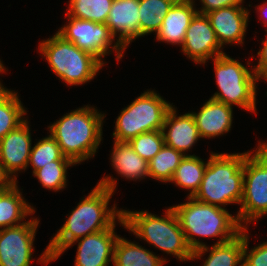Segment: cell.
<instances>
[{
	"mask_svg": "<svg viewBox=\"0 0 267 266\" xmlns=\"http://www.w3.org/2000/svg\"><path fill=\"white\" fill-rule=\"evenodd\" d=\"M188 201L171 206L175 211L184 232L185 240L192 251L206 244L195 237H220L215 244L227 242L243 231L237 215L233 216L226 208L197 201L187 197Z\"/></svg>",
	"mask_w": 267,
	"mask_h": 266,
	"instance_id": "cell-3",
	"label": "cell"
},
{
	"mask_svg": "<svg viewBox=\"0 0 267 266\" xmlns=\"http://www.w3.org/2000/svg\"><path fill=\"white\" fill-rule=\"evenodd\" d=\"M29 121L8 132L0 140V162L11 178L17 181L18 171L27 169L32 149Z\"/></svg>",
	"mask_w": 267,
	"mask_h": 266,
	"instance_id": "cell-13",
	"label": "cell"
},
{
	"mask_svg": "<svg viewBox=\"0 0 267 266\" xmlns=\"http://www.w3.org/2000/svg\"><path fill=\"white\" fill-rule=\"evenodd\" d=\"M233 107L209 98L194 116L201 138H215L231 130Z\"/></svg>",
	"mask_w": 267,
	"mask_h": 266,
	"instance_id": "cell-19",
	"label": "cell"
},
{
	"mask_svg": "<svg viewBox=\"0 0 267 266\" xmlns=\"http://www.w3.org/2000/svg\"><path fill=\"white\" fill-rule=\"evenodd\" d=\"M74 165L76 166L72 160H56L53 161V164H47L37 169L32 175L44 188L58 192L66 188L67 169Z\"/></svg>",
	"mask_w": 267,
	"mask_h": 266,
	"instance_id": "cell-29",
	"label": "cell"
},
{
	"mask_svg": "<svg viewBox=\"0 0 267 266\" xmlns=\"http://www.w3.org/2000/svg\"><path fill=\"white\" fill-rule=\"evenodd\" d=\"M162 133L165 145L181 152L184 156H191L186 154V151H190L201 138L191 112L178 116L174 105L166 113Z\"/></svg>",
	"mask_w": 267,
	"mask_h": 266,
	"instance_id": "cell-17",
	"label": "cell"
},
{
	"mask_svg": "<svg viewBox=\"0 0 267 266\" xmlns=\"http://www.w3.org/2000/svg\"><path fill=\"white\" fill-rule=\"evenodd\" d=\"M167 261L135 242L118 237L113 255V266H163Z\"/></svg>",
	"mask_w": 267,
	"mask_h": 266,
	"instance_id": "cell-23",
	"label": "cell"
},
{
	"mask_svg": "<svg viewBox=\"0 0 267 266\" xmlns=\"http://www.w3.org/2000/svg\"><path fill=\"white\" fill-rule=\"evenodd\" d=\"M207 166L199 156L195 154L184 156L175 170L171 183L190 191L187 197H193L199 189L203 174Z\"/></svg>",
	"mask_w": 267,
	"mask_h": 266,
	"instance_id": "cell-25",
	"label": "cell"
},
{
	"mask_svg": "<svg viewBox=\"0 0 267 266\" xmlns=\"http://www.w3.org/2000/svg\"><path fill=\"white\" fill-rule=\"evenodd\" d=\"M38 218L0 229V266H30Z\"/></svg>",
	"mask_w": 267,
	"mask_h": 266,
	"instance_id": "cell-11",
	"label": "cell"
},
{
	"mask_svg": "<svg viewBox=\"0 0 267 266\" xmlns=\"http://www.w3.org/2000/svg\"><path fill=\"white\" fill-rule=\"evenodd\" d=\"M201 7L197 9L198 13L206 15L207 13L230 6H239L244 4V0H200Z\"/></svg>",
	"mask_w": 267,
	"mask_h": 266,
	"instance_id": "cell-33",
	"label": "cell"
},
{
	"mask_svg": "<svg viewBox=\"0 0 267 266\" xmlns=\"http://www.w3.org/2000/svg\"><path fill=\"white\" fill-rule=\"evenodd\" d=\"M139 22V0H113L105 24L124 49L142 37Z\"/></svg>",
	"mask_w": 267,
	"mask_h": 266,
	"instance_id": "cell-16",
	"label": "cell"
},
{
	"mask_svg": "<svg viewBox=\"0 0 267 266\" xmlns=\"http://www.w3.org/2000/svg\"><path fill=\"white\" fill-rule=\"evenodd\" d=\"M38 49L51 71L67 86L82 85L93 80L104 66L94 55L81 50L58 32L42 40Z\"/></svg>",
	"mask_w": 267,
	"mask_h": 266,
	"instance_id": "cell-6",
	"label": "cell"
},
{
	"mask_svg": "<svg viewBox=\"0 0 267 266\" xmlns=\"http://www.w3.org/2000/svg\"><path fill=\"white\" fill-rule=\"evenodd\" d=\"M66 16L105 24L113 0H69Z\"/></svg>",
	"mask_w": 267,
	"mask_h": 266,
	"instance_id": "cell-28",
	"label": "cell"
},
{
	"mask_svg": "<svg viewBox=\"0 0 267 266\" xmlns=\"http://www.w3.org/2000/svg\"><path fill=\"white\" fill-rule=\"evenodd\" d=\"M250 152H211L203 179L193 198L221 208H225L227 204L240 205L243 197L244 162Z\"/></svg>",
	"mask_w": 267,
	"mask_h": 266,
	"instance_id": "cell-4",
	"label": "cell"
},
{
	"mask_svg": "<svg viewBox=\"0 0 267 266\" xmlns=\"http://www.w3.org/2000/svg\"><path fill=\"white\" fill-rule=\"evenodd\" d=\"M111 166L127 180H141L149 177L148 162L134 151L129 142L114 140Z\"/></svg>",
	"mask_w": 267,
	"mask_h": 266,
	"instance_id": "cell-21",
	"label": "cell"
},
{
	"mask_svg": "<svg viewBox=\"0 0 267 266\" xmlns=\"http://www.w3.org/2000/svg\"><path fill=\"white\" fill-rule=\"evenodd\" d=\"M212 60L219 91L215 92L211 99L257 113L256 89L260 79L254 71L226 53Z\"/></svg>",
	"mask_w": 267,
	"mask_h": 266,
	"instance_id": "cell-7",
	"label": "cell"
},
{
	"mask_svg": "<svg viewBox=\"0 0 267 266\" xmlns=\"http://www.w3.org/2000/svg\"><path fill=\"white\" fill-rule=\"evenodd\" d=\"M6 69H7V68H5L3 62H2L1 59H0V74L3 73V72L6 73V71H8V70H6ZM0 86H2L1 81H0Z\"/></svg>",
	"mask_w": 267,
	"mask_h": 266,
	"instance_id": "cell-37",
	"label": "cell"
},
{
	"mask_svg": "<svg viewBox=\"0 0 267 266\" xmlns=\"http://www.w3.org/2000/svg\"><path fill=\"white\" fill-rule=\"evenodd\" d=\"M177 0H139L140 34H155L160 30L164 16Z\"/></svg>",
	"mask_w": 267,
	"mask_h": 266,
	"instance_id": "cell-26",
	"label": "cell"
},
{
	"mask_svg": "<svg viewBox=\"0 0 267 266\" xmlns=\"http://www.w3.org/2000/svg\"><path fill=\"white\" fill-rule=\"evenodd\" d=\"M249 15V10L243 5L220 8L206 14L222 48L228 44H244Z\"/></svg>",
	"mask_w": 267,
	"mask_h": 266,
	"instance_id": "cell-15",
	"label": "cell"
},
{
	"mask_svg": "<svg viewBox=\"0 0 267 266\" xmlns=\"http://www.w3.org/2000/svg\"><path fill=\"white\" fill-rule=\"evenodd\" d=\"M18 96L14 90L0 86V140L26 120L27 111Z\"/></svg>",
	"mask_w": 267,
	"mask_h": 266,
	"instance_id": "cell-24",
	"label": "cell"
},
{
	"mask_svg": "<svg viewBox=\"0 0 267 266\" xmlns=\"http://www.w3.org/2000/svg\"><path fill=\"white\" fill-rule=\"evenodd\" d=\"M66 17L68 24H64L57 31L66 40L74 43L81 50L91 53L103 64L107 63L103 61V57L113 51H115L117 61L124 56L125 49L110 33L106 24Z\"/></svg>",
	"mask_w": 267,
	"mask_h": 266,
	"instance_id": "cell-10",
	"label": "cell"
},
{
	"mask_svg": "<svg viewBox=\"0 0 267 266\" xmlns=\"http://www.w3.org/2000/svg\"><path fill=\"white\" fill-rule=\"evenodd\" d=\"M116 222L109 228L87 235L71 243H78L74 266H109L113 262L114 247L119 235L116 234Z\"/></svg>",
	"mask_w": 267,
	"mask_h": 266,
	"instance_id": "cell-14",
	"label": "cell"
},
{
	"mask_svg": "<svg viewBox=\"0 0 267 266\" xmlns=\"http://www.w3.org/2000/svg\"><path fill=\"white\" fill-rule=\"evenodd\" d=\"M129 144L134 151L149 162L165 145L162 131L144 132L131 139Z\"/></svg>",
	"mask_w": 267,
	"mask_h": 266,
	"instance_id": "cell-31",
	"label": "cell"
},
{
	"mask_svg": "<svg viewBox=\"0 0 267 266\" xmlns=\"http://www.w3.org/2000/svg\"><path fill=\"white\" fill-rule=\"evenodd\" d=\"M256 9L258 10L257 12L260 13V20L263 19L264 25L267 26V2L264 1L263 4L258 5Z\"/></svg>",
	"mask_w": 267,
	"mask_h": 266,
	"instance_id": "cell-36",
	"label": "cell"
},
{
	"mask_svg": "<svg viewBox=\"0 0 267 266\" xmlns=\"http://www.w3.org/2000/svg\"><path fill=\"white\" fill-rule=\"evenodd\" d=\"M125 229L150 245L175 256L180 262L190 261L192 250L185 240L178 217L172 207L166 208L164 216L148 211L122 209Z\"/></svg>",
	"mask_w": 267,
	"mask_h": 266,
	"instance_id": "cell-5",
	"label": "cell"
},
{
	"mask_svg": "<svg viewBox=\"0 0 267 266\" xmlns=\"http://www.w3.org/2000/svg\"><path fill=\"white\" fill-rule=\"evenodd\" d=\"M184 155L164 145L148 162L149 177L163 183L170 182Z\"/></svg>",
	"mask_w": 267,
	"mask_h": 266,
	"instance_id": "cell-27",
	"label": "cell"
},
{
	"mask_svg": "<svg viewBox=\"0 0 267 266\" xmlns=\"http://www.w3.org/2000/svg\"><path fill=\"white\" fill-rule=\"evenodd\" d=\"M16 183L11 176L5 171L2 163L0 162V191L10 188Z\"/></svg>",
	"mask_w": 267,
	"mask_h": 266,
	"instance_id": "cell-35",
	"label": "cell"
},
{
	"mask_svg": "<svg viewBox=\"0 0 267 266\" xmlns=\"http://www.w3.org/2000/svg\"><path fill=\"white\" fill-rule=\"evenodd\" d=\"M255 151V152H253ZM267 214V143L258 142V147L247 155L244 162L243 197L237 215L245 229L252 221ZM256 220V221H255ZM243 223V224H242Z\"/></svg>",
	"mask_w": 267,
	"mask_h": 266,
	"instance_id": "cell-9",
	"label": "cell"
},
{
	"mask_svg": "<svg viewBox=\"0 0 267 266\" xmlns=\"http://www.w3.org/2000/svg\"><path fill=\"white\" fill-rule=\"evenodd\" d=\"M247 228L244 229L243 266H267V241L262 242L249 250Z\"/></svg>",
	"mask_w": 267,
	"mask_h": 266,
	"instance_id": "cell-32",
	"label": "cell"
},
{
	"mask_svg": "<svg viewBox=\"0 0 267 266\" xmlns=\"http://www.w3.org/2000/svg\"><path fill=\"white\" fill-rule=\"evenodd\" d=\"M181 50L194 63L204 65L207 60L225 54L208 17L200 13L189 24Z\"/></svg>",
	"mask_w": 267,
	"mask_h": 266,
	"instance_id": "cell-12",
	"label": "cell"
},
{
	"mask_svg": "<svg viewBox=\"0 0 267 266\" xmlns=\"http://www.w3.org/2000/svg\"><path fill=\"white\" fill-rule=\"evenodd\" d=\"M243 250L244 229L239 235L227 242L214 244L211 248L206 245L193 251L190 260L201 259L209 251V256L202 266H243Z\"/></svg>",
	"mask_w": 267,
	"mask_h": 266,
	"instance_id": "cell-20",
	"label": "cell"
},
{
	"mask_svg": "<svg viewBox=\"0 0 267 266\" xmlns=\"http://www.w3.org/2000/svg\"><path fill=\"white\" fill-rule=\"evenodd\" d=\"M99 112L95 107L85 105L48 126L63 155L75 164L93 158L101 144L105 114Z\"/></svg>",
	"mask_w": 267,
	"mask_h": 266,
	"instance_id": "cell-2",
	"label": "cell"
},
{
	"mask_svg": "<svg viewBox=\"0 0 267 266\" xmlns=\"http://www.w3.org/2000/svg\"><path fill=\"white\" fill-rule=\"evenodd\" d=\"M267 32V30H265ZM267 36V35H266ZM263 46L257 52L258 64L251 68L259 79L267 76V38L261 43Z\"/></svg>",
	"mask_w": 267,
	"mask_h": 266,
	"instance_id": "cell-34",
	"label": "cell"
},
{
	"mask_svg": "<svg viewBox=\"0 0 267 266\" xmlns=\"http://www.w3.org/2000/svg\"><path fill=\"white\" fill-rule=\"evenodd\" d=\"M172 105L156 91H144L119 113L113 139L129 142L144 132L162 131L166 113Z\"/></svg>",
	"mask_w": 267,
	"mask_h": 266,
	"instance_id": "cell-8",
	"label": "cell"
},
{
	"mask_svg": "<svg viewBox=\"0 0 267 266\" xmlns=\"http://www.w3.org/2000/svg\"><path fill=\"white\" fill-rule=\"evenodd\" d=\"M198 13L195 0H177L164 16L156 39L160 42L181 46L194 16Z\"/></svg>",
	"mask_w": 267,
	"mask_h": 266,
	"instance_id": "cell-18",
	"label": "cell"
},
{
	"mask_svg": "<svg viewBox=\"0 0 267 266\" xmlns=\"http://www.w3.org/2000/svg\"><path fill=\"white\" fill-rule=\"evenodd\" d=\"M56 160H71L63 155L60 146L57 141L49 134L45 138L39 139V141L32 146L29 165L32 166V173L37 169L44 167L47 164H53Z\"/></svg>",
	"mask_w": 267,
	"mask_h": 266,
	"instance_id": "cell-30",
	"label": "cell"
},
{
	"mask_svg": "<svg viewBox=\"0 0 267 266\" xmlns=\"http://www.w3.org/2000/svg\"><path fill=\"white\" fill-rule=\"evenodd\" d=\"M17 183L0 191V229L20 225L26 222L27 216L35 213V208L26 202Z\"/></svg>",
	"mask_w": 267,
	"mask_h": 266,
	"instance_id": "cell-22",
	"label": "cell"
},
{
	"mask_svg": "<svg viewBox=\"0 0 267 266\" xmlns=\"http://www.w3.org/2000/svg\"><path fill=\"white\" fill-rule=\"evenodd\" d=\"M117 186V178L104 176L94 189L77 204L68 215L65 223L52 237L48 246L38 258V263L49 264L60 257L61 253L74 241L106 229L117 220L125 227L122 208L116 203L109 208V202Z\"/></svg>",
	"mask_w": 267,
	"mask_h": 266,
	"instance_id": "cell-1",
	"label": "cell"
}]
</instances>
